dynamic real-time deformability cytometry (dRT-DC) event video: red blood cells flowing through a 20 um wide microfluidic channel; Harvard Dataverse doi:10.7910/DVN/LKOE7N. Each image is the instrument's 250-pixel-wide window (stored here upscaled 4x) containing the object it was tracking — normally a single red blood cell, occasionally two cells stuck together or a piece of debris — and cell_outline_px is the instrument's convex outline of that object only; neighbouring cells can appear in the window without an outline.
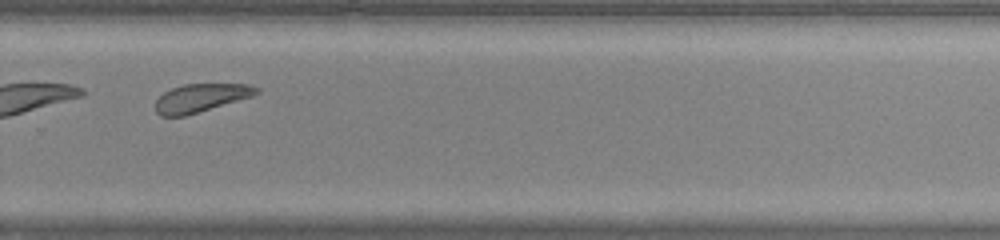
{"species": "common noctule bat (a hibernating species)", "species_latin": "Nyctalus noctula", "temperature_condition": "warm", "stored_images_in_passage": 32, "camera_frame_rate_fps": 3000, "um_per_image_px": 0.085, "animal": {"sex": "male", "body_mass_g": 20.0, "forearm_length_mm": 53.3}, "frame": {"image": 1, "passage_image": 23, "time_ms": 7.333, "image_size_px": [1000, 240], "cell_outline_px": [[260, 92], [252, 96], [184, 116], [160, 116], [156, 112], [156, 100], [164, 92], [172, 88], [184, 84], [248, 84], [260, 88]], "centroid_in_image_um": [17.07, 8.31], "position_along_channel_um": 312.7, "area_um2": 16.42}}